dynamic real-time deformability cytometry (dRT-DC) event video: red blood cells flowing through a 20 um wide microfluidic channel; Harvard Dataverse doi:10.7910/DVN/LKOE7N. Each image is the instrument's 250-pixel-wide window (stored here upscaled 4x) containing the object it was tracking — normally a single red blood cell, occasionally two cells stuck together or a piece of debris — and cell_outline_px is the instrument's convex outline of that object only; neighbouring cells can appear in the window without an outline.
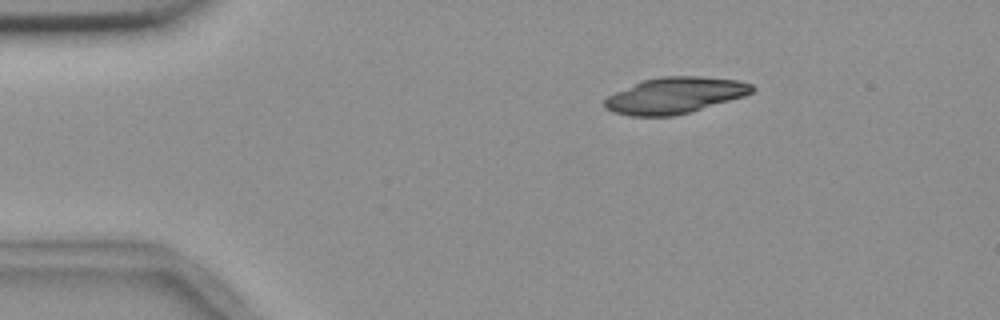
{"species": "common noctule bat (a hibernating species)", "species_latin": "Nyctalus noctula", "temperature_condition": "room temperature", "stored_images_in_passage": 4, "camera_frame_rate_fps": 3000, "um_per_image_px": 0.085, "animal": {"sex": "female", "body_mass_g": 18.4}, "frame": {"image": 1, "passage_image": 2, "time_ms": 1.333, "image_size_px": [1000, 320], "cell_outline_px": [[756, 88], [752, 92], [744, 96], [688, 112], [672, 116], [632, 116], [612, 112], [604, 108], [604, 100], [608, 96], [616, 92], [644, 80], [660, 76], [700, 76], [740, 80], [752, 84]], "centroid_in_image_um": [57.37, 8.1], "position_along_channel_um": 27.6, "area_um2": 30.87}}